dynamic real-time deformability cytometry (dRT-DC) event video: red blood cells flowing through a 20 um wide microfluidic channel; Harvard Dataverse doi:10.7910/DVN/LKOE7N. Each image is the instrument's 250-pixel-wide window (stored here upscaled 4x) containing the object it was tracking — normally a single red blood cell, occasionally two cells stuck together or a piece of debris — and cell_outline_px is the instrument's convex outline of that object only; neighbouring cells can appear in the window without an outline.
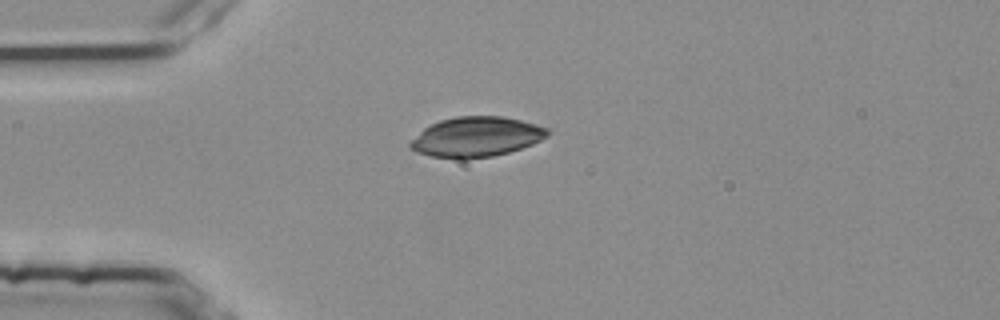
{"species": "common noctule bat (a hibernating species)", "species_latin": "Nyctalus noctula", "temperature_condition": "room temperature", "stored_images_in_passage": 1, "camera_frame_rate_fps": 3000, "um_per_image_px": 0.085, "animal": {"sex": "female", "body_mass_g": 25.1}, "frame": {"image": 1, "passage_image": 1, "time_ms": 0.0, "image_size_px": [1000, 320], "cell_outline_px": [[552, 132], [548, 136], [532, 144], [508, 152], [492, 156], [464, 160], [460, 160], [432, 156], [416, 152], [408, 148], [408, 144], [424, 128], [440, 120], [456, 116], [500, 116], [520, 120], [536, 124], [548, 128]], "centroid_in_image_um": [40.48, 11.64], "position_along_channel_um": 44.5, "area_um2": 32.14}}